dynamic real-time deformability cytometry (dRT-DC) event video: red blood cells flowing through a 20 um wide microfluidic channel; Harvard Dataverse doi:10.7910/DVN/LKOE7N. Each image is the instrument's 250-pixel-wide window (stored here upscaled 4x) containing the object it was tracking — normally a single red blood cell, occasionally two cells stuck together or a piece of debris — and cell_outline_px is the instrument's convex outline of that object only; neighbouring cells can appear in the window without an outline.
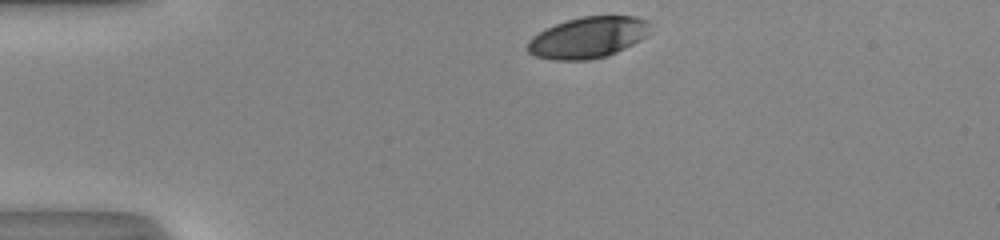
{"species": "human", "species_latin": "Homo sapiens", "temperature_condition": "room temperature", "stored_images_in_passage": 32, "camera_frame_rate_fps": 3000, "um_per_image_px": 0.085, "donor": {"sex": "male"}, "frame": {"image": 1, "passage_image": 1, "time_ms": 0.0, "image_size_px": [1000, 240], "cell_outline_px": [[648, 32], [644, 36], [632, 44], [608, 56], [588, 60], [552, 60], [536, 56], [528, 52], [524, 48], [528, 40], [532, 36], [556, 24], [568, 20], [584, 16], [636, 16], [648, 20]], "centroid_in_image_um": [49.92, 3.2], "position_along_channel_um": 35.1, "area_um2": 29.25}}
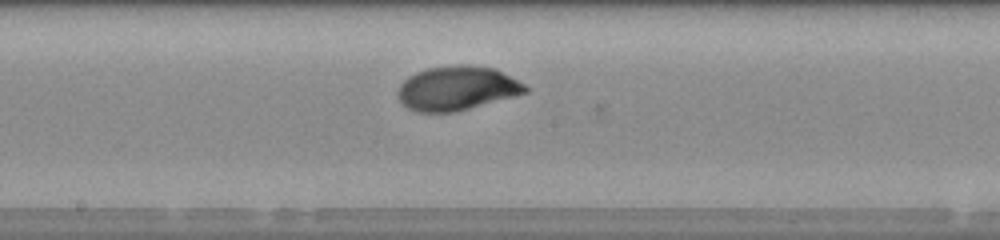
{"frame": {"image": 2, "passage_image": 18, "time_ms": 5.667, "image_size_px": [1000, 240], "cell_outline_px": [[528, 92], [468, 108], [452, 112], [416, 112], [408, 108], [400, 100], [396, 92], [400, 84], [408, 76], [416, 72], [428, 68], [452, 64], [468, 64], [496, 68], [524, 84], [528, 88]], "centroid_in_image_um": [38.81, 7.48], "position_along_channel_um": 209.4, "area_um2": 32.77}}
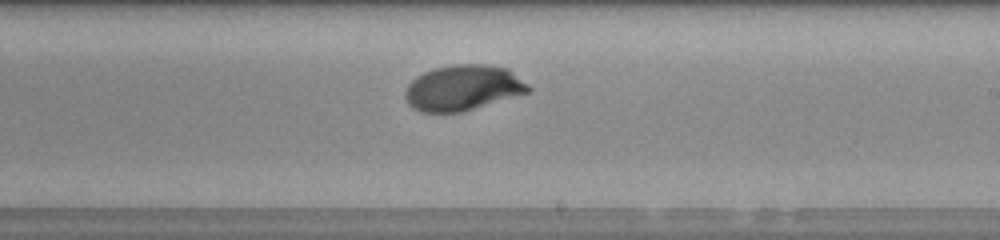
{"frame": {"image": 3, "passage_image": 21, "time_ms": 6.667, "image_size_px": [1000, 240], "cell_outline_px": [[532, 88], [528, 92], [460, 112], [420, 112], [412, 108], [408, 104], [404, 96], [404, 92], [408, 84], [416, 76], [432, 68], [452, 64], [488, 64], [508, 68], [528, 84]], "centroid_in_image_um": [39.31, 7.44], "position_along_channel_um": 249.7, "area_um2": 32.71}, "authors_computed_cell_mechanics": {"area_um2": 32.3102, "velocity_mm_per_s": 4.0409, "shape_relaxation_time_tau1_ms": 2.7457, "shape_relaxation_time_tau2_ms": null, "deformation_change_tau1": 0.1565, "deformation_change_tau2": null}}